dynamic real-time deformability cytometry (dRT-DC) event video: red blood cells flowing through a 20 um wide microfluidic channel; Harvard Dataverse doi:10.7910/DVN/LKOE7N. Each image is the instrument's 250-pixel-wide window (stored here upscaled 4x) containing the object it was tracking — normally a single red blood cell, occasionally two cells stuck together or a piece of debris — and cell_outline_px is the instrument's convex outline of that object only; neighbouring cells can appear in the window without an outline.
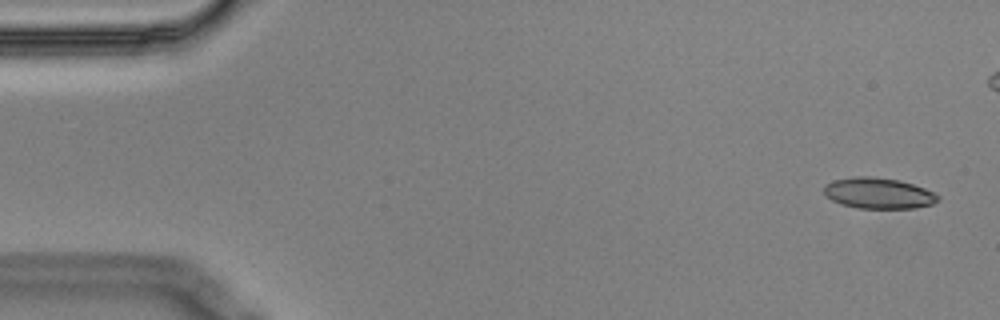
{"species": "Egyptian fruit bat (a non-hibernating species)", "species_latin": "Rousettus aegyptiacus", "temperature_condition": "cold", "stored_images_in_passage": 10, "segment_of_instrument_passage": [1, 2], "camera_frame_rate_fps": 3000, "um_per_image_px": 0.085, "animal": {"sex": "male"}, "frame": {"image": 1, "passage_image": 1, "time_ms": 0.0, "image_size_px": [1000, 320], "cell_outline_px": [[940, 200], [932, 204], [916, 208], [856, 208], [840, 204], [832, 200], [824, 192], [824, 184], [832, 180], [856, 176], [872, 176], [900, 180], [924, 188], [940, 196]], "centroid_in_image_um": [74.66, 16.42], "position_along_channel_um": 10.3, "area_um2": 20.63}}
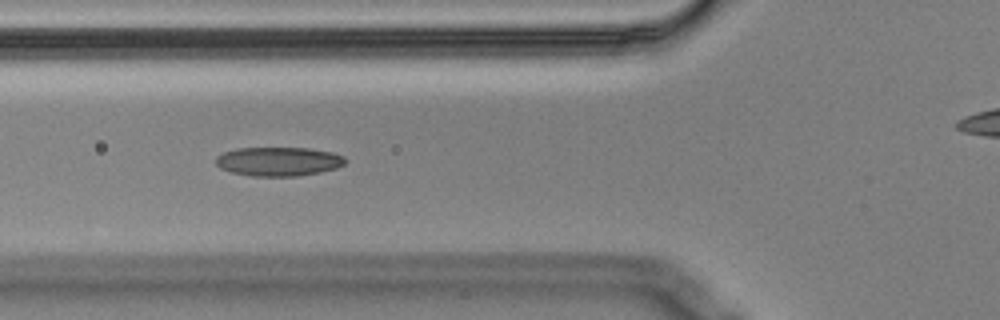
{"frame": {"image": 2, "passage_image": 6, "time_ms": 1.667, "image_size_px": [1000, 320], "cell_outline_px": [[348, 160], [344, 164], [336, 168], [320, 172], [296, 176], [252, 176], [232, 172], [220, 168], [216, 164], [216, 156], [224, 152], [236, 148], [308, 148], [332, 152], [344, 156]], "centroid_in_image_um": [23.68, 13.72], "position_along_channel_um": 102.1, "area_um2": 21.91}}
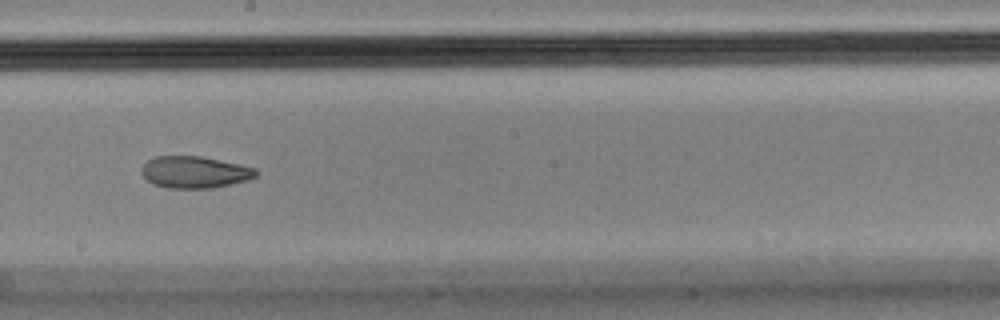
{"frame": {"image": 3, "passage_image": 9, "time_ms": 2.667, "image_size_px": [1000, 320], "cell_outline_px": [[260, 172], [256, 176], [248, 180], [212, 188], [168, 188], [152, 184], [140, 172], [144, 164], [148, 160], [156, 156], [200, 156], [240, 164], [256, 168]], "centroid_in_image_um": [16.57, 14.63], "position_along_channel_um": 231.6, "area_um2": 21.27}}